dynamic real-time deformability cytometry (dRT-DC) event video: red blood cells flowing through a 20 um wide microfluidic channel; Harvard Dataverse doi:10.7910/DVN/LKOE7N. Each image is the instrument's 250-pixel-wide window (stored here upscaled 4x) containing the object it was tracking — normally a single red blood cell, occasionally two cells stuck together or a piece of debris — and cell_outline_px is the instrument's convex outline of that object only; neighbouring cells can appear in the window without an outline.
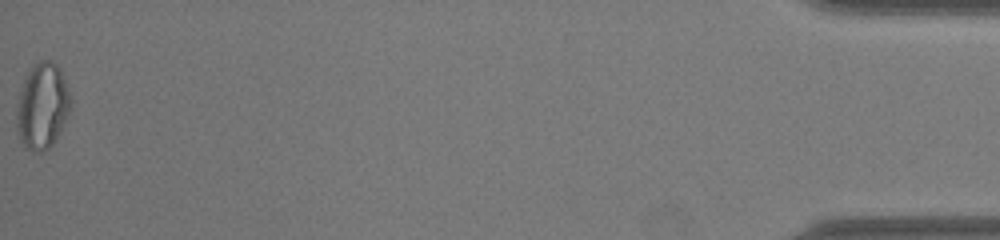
{"species": "common noctule bat (a hibernating species)", "species_latin": "Nyctalus noctula", "temperature_condition": "warm", "stored_images_in_passage": 48, "segment_of_instrument_passage": [2, 2], "camera_frame_rate_fps": 3000, "um_per_image_px": 0.085, "animal": {"sex": "male", "body_mass_g": 19.0, "forearm_length_mm": 50.8}, "frame": {"image": 1, "passage_image": 48, "time_ms": 15.667, "image_size_px": [1000, 240], "cell_outline_px": [[72, 104], [52, 144], [48, 148], [40, 152], [32, 152], [24, 148], [20, 140], [16, 124], [16, 108], [20, 92], [24, 80], [28, 72], [40, 60], [52, 60], [60, 68], [68, 88], [72, 100]], "centroid_in_image_um": [3.58, 9.02], "position_along_channel_um": 431.6, "area_um2": 26.82}}